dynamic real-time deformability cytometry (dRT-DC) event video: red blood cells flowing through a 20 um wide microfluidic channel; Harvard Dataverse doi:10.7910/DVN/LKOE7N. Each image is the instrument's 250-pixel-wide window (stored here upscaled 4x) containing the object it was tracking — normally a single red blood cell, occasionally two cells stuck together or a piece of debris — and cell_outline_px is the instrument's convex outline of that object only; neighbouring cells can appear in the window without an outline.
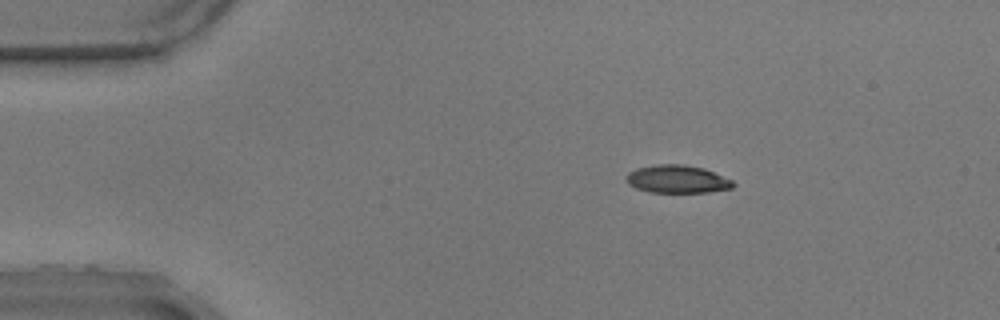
{"species": "common noctule bat (a hibernating species)", "species_latin": "Nyctalus noctula", "temperature_condition": "warm", "stored_images_in_passage": 49, "camera_frame_rate_fps": 3000, "um_per_image_px": 0.085, "animal": {"sex": "male", "body_mass_g": 17.9}, "frame": {"image": 1, "passage_image": 1, "time_ms": 0.0, "image_size_px": [1000, 320], "cell_outline_px": [[736, 184], [732, 188], [708, 192], [648, 192], [636, 188], [628, 184], [628, 172], [636, 168], [656, 164], [684, 164], [704, 168], [732, 180]], "centroid_in_image_um": [57.58, 15.22], "position_along_channel_um": 27.4, "area_um2": 17.34}}
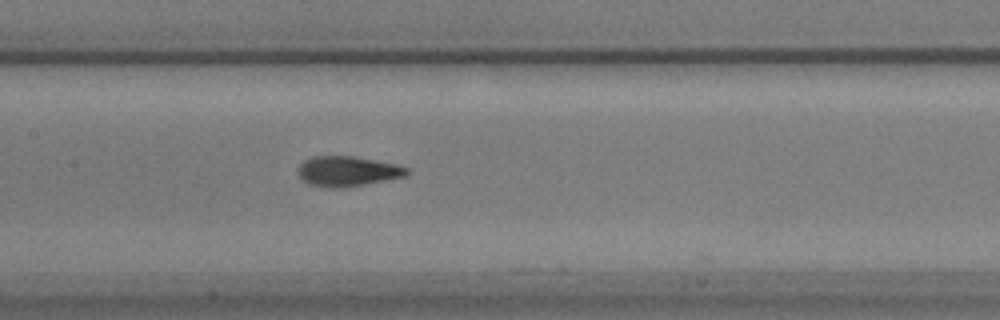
{"frame": {"image": 2, "passage_image": 19, "time_ms": 6.0, "image_size_px": [1000, 320], "cell_outline_px": [[412, 172], [404, 176], [384, 180], [360, 184], [332, 188], [308, 184], [300, 176], [300, 164], [304, 160], [312, 156], [356, 156], [400, 164], [408, 168]], "centroid_in_image_um": [29.59, 14.52], "position_along_channel_um": 177.8, "area_um2": 18.84}}
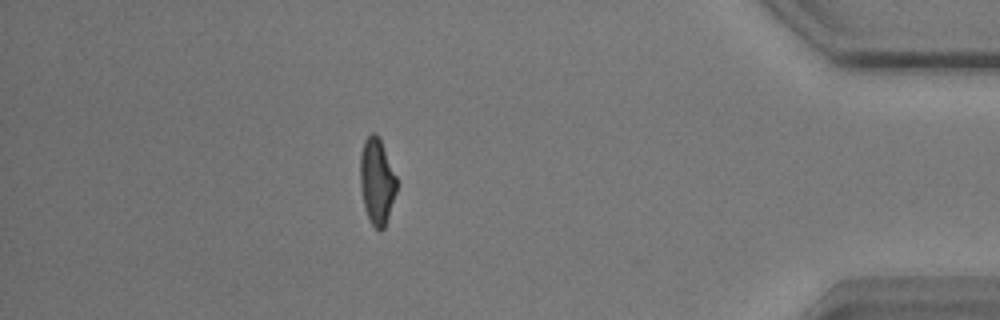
{"frame": {"image": 3, "passage_image": 42, "time_ms": 13.667, "image_size_px": [1000, 320], "cell_outline_px": [[396, 192], [384, 228], [380, 232], [372, 224], [364, 208], [360, 184], [360, 156], [364, 140], [372, 132], [376, 132], [380, 136], [396, 176]], "centroid_in_image_um": [32.03, 15.36], "position_along_channel_um": 403.2, "area_um2": 18.32}, "authors_computed_cell_mechanics": {"area_um2": 18.5538, "velocity_mm_per_s": 3.5041, "shape_relaxation_time_tau1_ms": null, "shape_relaxation_time_tau2_ms": 1.2841, "deformation_change_tau1": null, "deformation_change_tau2": 0.0861}}